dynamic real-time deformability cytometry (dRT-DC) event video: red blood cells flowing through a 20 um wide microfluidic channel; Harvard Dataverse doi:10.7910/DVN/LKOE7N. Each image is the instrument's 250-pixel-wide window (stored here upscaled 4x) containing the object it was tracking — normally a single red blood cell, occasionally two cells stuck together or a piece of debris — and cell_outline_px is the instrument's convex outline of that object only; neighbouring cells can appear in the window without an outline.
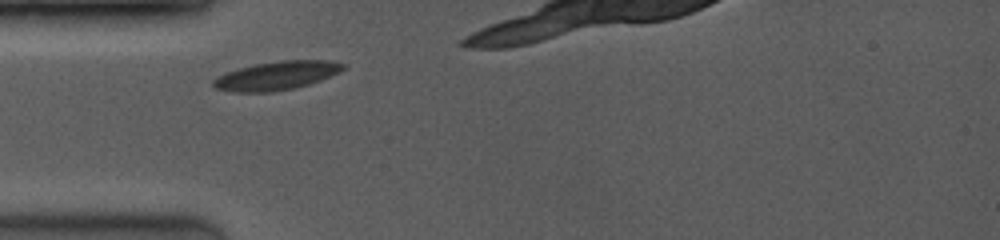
{"species": "common noctule bat (a hibernating species)", "species_latin": "Nyctalus noctula", "temperature_condition": "room temperature", "stored_images_in_passage": 9, "camera_frame_rate_fps": 3500, "um_per_image_px": 0.085, "animal": {"sex": "female", "body_mass_g": 19.0, "forearm_length_mm": 53.3}, "frame": {"image": 1, "passage_image": 1, "time_ms": 0.0, "image_size_px": [1000, 240], "cell_outline_px": [[344, 68], [340, 72], [320, 80], [296, 88], [272, 92], [232, 92], [216, 88], [212, 84], [212, 80], [224, 72], [256, 64], [280, 60], [328, 60], [344, 64]], "centroid_in_image_um": [23.49, 6.43], "position_along_channel_um": 61.5, "area_um2": 21.62}}
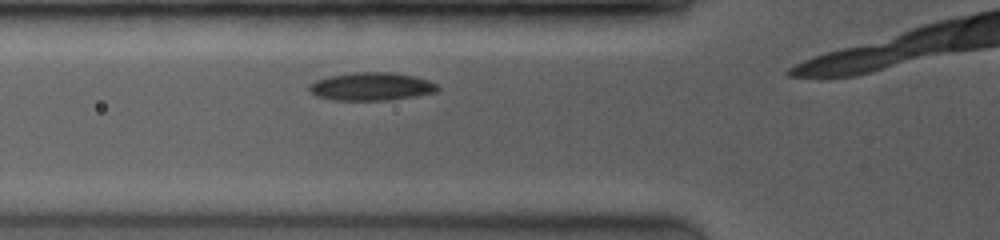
{"frame": {"image": 2, "passage_image": 4, "time_ms": 0.857, "image_size_px": [1000, 240], "cell_outline_px": [[440, 88], [436, 92], [388, 100], [332, 100], [316, 96], [308, 88], [308, 84], [316, 80], [328, 76], [352, 72], [392, 72], [412, 76], [428, 80], [436, 84]], "centroid_in_image_um": [31.52, 7.35], "position_along_channel_um": 94.3, "area_um2": 20.92}}